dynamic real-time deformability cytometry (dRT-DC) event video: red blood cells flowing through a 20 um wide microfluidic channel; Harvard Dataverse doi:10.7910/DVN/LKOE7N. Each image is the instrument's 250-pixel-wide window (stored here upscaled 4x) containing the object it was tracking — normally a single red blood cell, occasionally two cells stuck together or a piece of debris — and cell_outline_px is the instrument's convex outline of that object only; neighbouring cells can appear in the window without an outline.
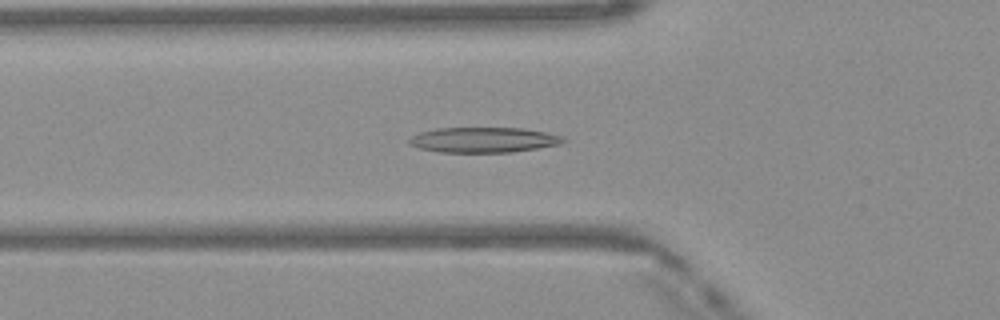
{"species": "Egyptian fruit bat (a non-hibernating species)", "species_latin": "Rousettus aegyptiacus", "temperature_condition": "warm", "stored_images_in_passage": 42, "camera_frame_rate_fps": 3000, "um_per_image_px": 0.085, "frame": {"image": 1, "passage_image": 10, "time_ms": 3.0, "image_size_px": [1000, 320], "cell_outline_px": [[568, 140], [560, 144], [512, 152], [440, 152], [420, 148], [408, 144], [408, 140], [412, 136], [420, 132], [436, 128], [524, 128], [548, 132], [564, 136]], "centroid_in_image_um": [41.14, 11.88], "position_along_channel_um": 84.7, "area_um2": 22.77}}
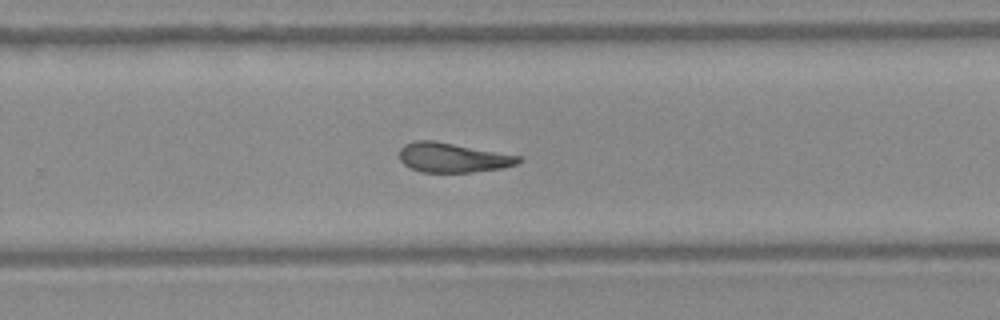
{"frame": {"image": 2, "passage_image": 25, "time_ms": 8.0, "image_size_px": [1000, 320], "cell_outline_px": [[524, 160], [516, 164], [500, 168], [472, 172], [420, 172], [408, 168], [400, 160], [400, 148], [404, 144], [416, 140], [432, 140], [524, 156]], "centroid_in_image_um": [38.49, 13.39], "position_along_channel_um": 291.3, "area_um2": 20.69}}
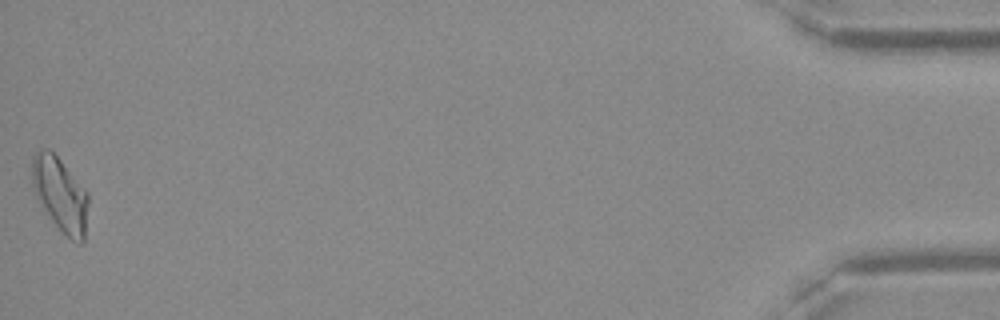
{"frame": {"image": 3, "passage_image": 42, "time_ms": 13.667, "image_size_px": [1000, 320], "cell_outline_px": [[88, 204], [84, 244], [80, 244], [72, 240], [52, 220], [36, 196], [32, 184], [32, 156], [40, 148], [48, 148], [60, 160], [88, 192]], "centroid_in_image_um": [5.13, 16.51], "position_along_channel_um": 430.1, "area_um2": 23.99}, "authors_computed_cell_mechanics": {"area_um2": 21.7617, "velocity_mm_per_s": 4.1219, "shape_relaxation_time_tau1_ms": null, "shape_relaxation_time_tau2_ms": 4.2041, "deformation_change_tau1": null, "deformation_change_tau2": 0.1558}}